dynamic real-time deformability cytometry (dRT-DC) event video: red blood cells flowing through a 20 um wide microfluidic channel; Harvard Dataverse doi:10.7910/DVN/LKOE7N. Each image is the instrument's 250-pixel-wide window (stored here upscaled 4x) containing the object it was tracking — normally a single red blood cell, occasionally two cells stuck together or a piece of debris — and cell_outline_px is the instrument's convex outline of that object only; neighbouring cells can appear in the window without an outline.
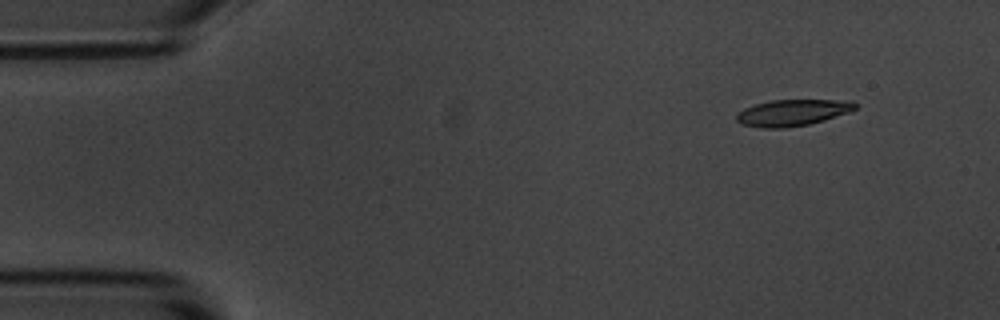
{"species": "common noctule bat (a hibernating species)", "species_latin": "Nyctalus noctula", "temperature_condition": "room temperature", "stored_images_in_passage": 4, "camera_frame_rate_fps": 3000, "um_per_image_px": 0.085, "animal": {"sex": "male", "body_mass_g": 20.1, "forearm_length_mm": 53.5}, "frame": {"image": 1, "passage_image": 2, "time_ms": 1.333, "image_size_px": [1000, 320], "cell_outline_px": [[856, 108], [848, 112], [824, 120], [808, 124], [784, 128], [760, 128], [740, 124], [736, 120], [736, 112], [744, 108], [756, 104], [772, 100], [852, 100], [856, 104]], "centroid_in_image_um": [67.31, 9.58], "position_along_channel_um": 17.7, "area_um2": 18.26}}